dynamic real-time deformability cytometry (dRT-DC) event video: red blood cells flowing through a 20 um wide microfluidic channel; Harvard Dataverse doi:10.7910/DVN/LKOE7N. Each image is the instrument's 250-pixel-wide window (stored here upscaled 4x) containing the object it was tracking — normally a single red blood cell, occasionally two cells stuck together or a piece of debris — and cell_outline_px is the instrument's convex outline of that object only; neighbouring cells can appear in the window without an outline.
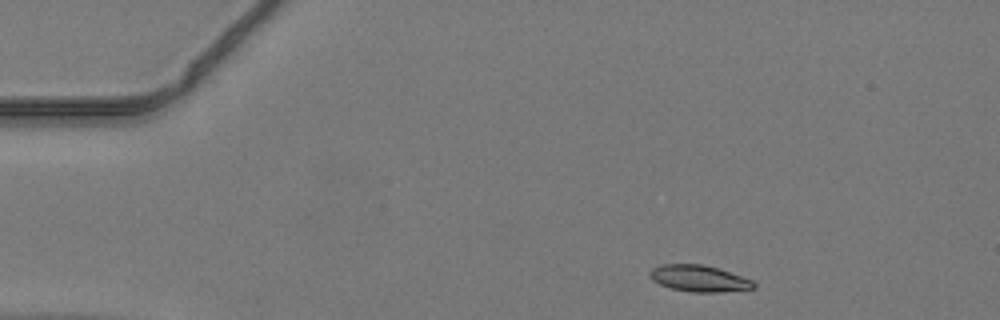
{"species": "common noctule bat (a hibernating species)", "species_latin": "Nyctalus noctula", "temperature_condition": "warm", "stored_images_in_passage": 41, "camera_frame_rate_fps": 3000, "um_per_image_px": 0.085, "animal": {"sex": "male", "body_mass_g": 19.2, "forearm_length_mm": 51.8}, "frame": {"image": 1, "passage_image": 1, "time_ms": 0.0, "image_size_px": [1000, 320], "cell_outline_px": [[756, 288], [720, 292], [692, 292], [672, 288], [660, 284], [652, 280], [648, 276], [648, 272], [652, 268], [660, 264], [700, 264], [720, 268], [752, 280], [756, 284]], "centroid_in_image_um": [59.41, 23.66], "position_along_channel_um": 25.6, "area_um2": 16.13}}
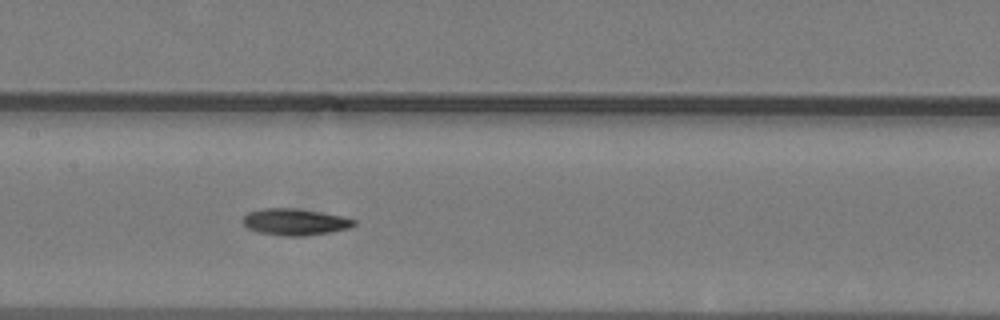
{"frame": {"image": 2, "passage_image": 17, "time_ms": 5.333, "image_size_px": [1000, 320], "cell_outline_px": [[356, 224], [348, 228], [332, 232], [300, 236], [284, 236], [256, 232], [248, 228], [244, 224], [244, 216], [248, 212], [264, 208], [296, 208], [320, 212], [340, 216], [356, 220]], "centroid_in_image_um": [25.06, 18.86], "position_along_channel_um": 182.3, "area_um2": 17.11}}
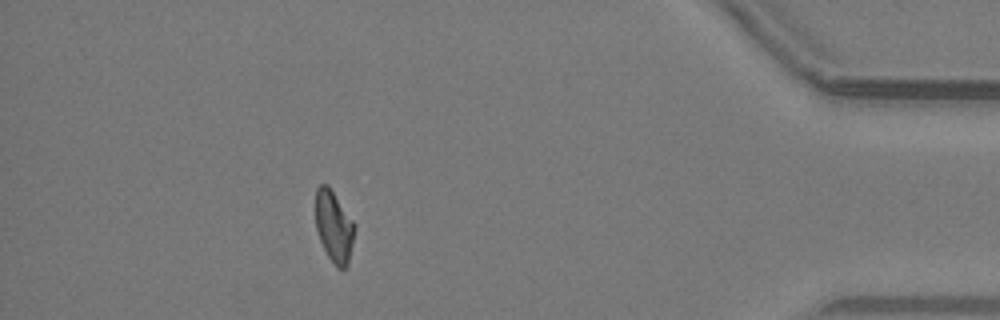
{"frame": {"image": 3, "passage_image": 36, "time_ms": 11.667, "image_size_px": [1000, 320], "cell_outline_px": [[356, 228], [348, 264], [344, 268], [336, 268], [328, 256], [320, 240], [316, 228], [316, 188], [320, 184], [328, 184], [356, 224]], "centroid_in_image_um": [28.4, 19.24], "position_along_channel_um": 406.8, "area_um2": 16.36}}